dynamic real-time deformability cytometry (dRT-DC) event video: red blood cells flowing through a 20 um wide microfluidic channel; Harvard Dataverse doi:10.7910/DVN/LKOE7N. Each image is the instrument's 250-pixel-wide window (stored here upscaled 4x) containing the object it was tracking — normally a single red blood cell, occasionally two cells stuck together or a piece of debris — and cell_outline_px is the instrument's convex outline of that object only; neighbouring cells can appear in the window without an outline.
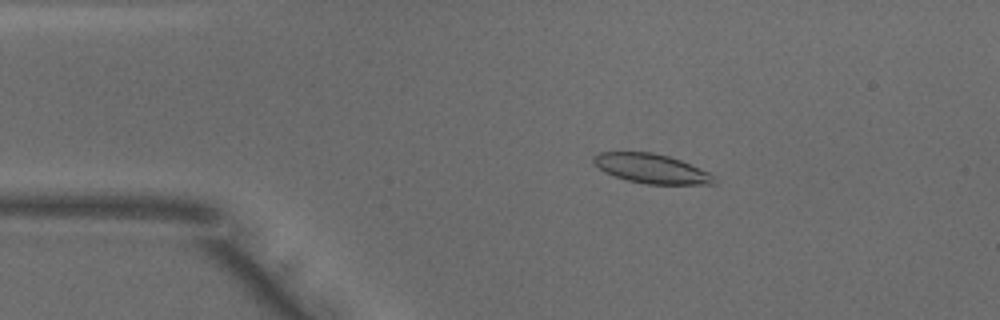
{"species": "common noctule bat (a hibernating species)", "species_latin": "Nyctalus noctula", "temperature_condition": "warm", "stored_images_in_passage": 50, "camera_frame_rate_fps": 3000, "um_per_image_px": 0.085, "animal": {"sex": "male", "body_mass_g": 18.8}, "frame": {"image": 1, "passage_image": 9, "time_ms": 2.667, "image_size_px": [1000, 320], "cell_outline_px": [[716, 184], [648, 184], [628, 180], [604, 172], [592, 160], [592, 156], [600, 152], [652, 152], [668, 156], [680, 160], [708, 172], [716, 176]], "centroid_in_image_um": [55.39, 14.33], "position_along_channel_um": 29.6, "area_um2": 20.46}}
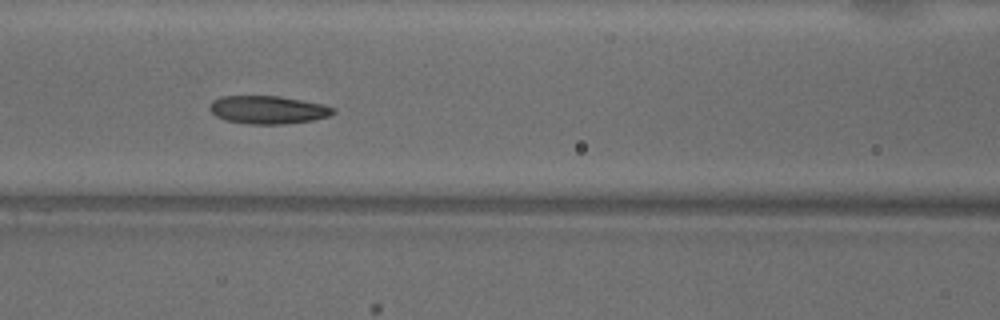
{"frame": {"image": 2, "passage_image": 21, "time_ms": 6.667, "image_size_px": [1000, 320], "cell_outline_px": [[336, 112], [328, 116], [312, 120], [284, 124], [248, 124], [228, 120], [216, 116], [208, 108], [212, 100], [220, 96], [280, 96], [324, 104], [336, 108]], "centroid_in_image_um": [22.79, 9.32], "position_along_channel_um": 143.8, "area_um2": 20.23}}
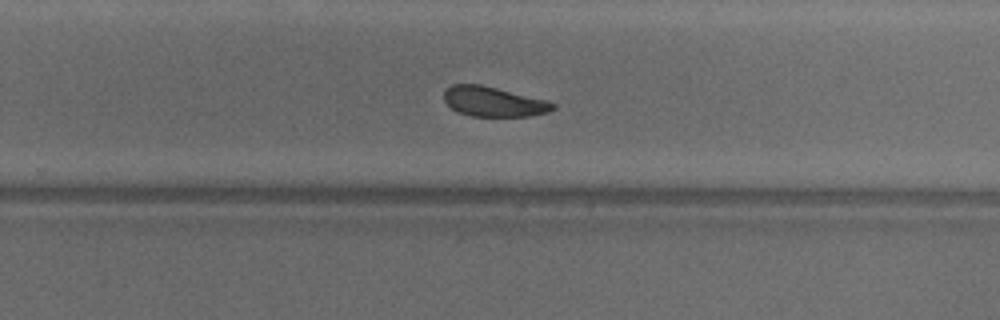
{"frame": {"image": 3, "passage_image": 32, "time_ms": 10.333, "image_size_px": [1000, 320], "cell_outline_px": [[556, 108], [548, 112], [528, 116], [472, 116], [460, 112], [452, 108], [444, 100], [444, 92], [452, 84], [480, 84], [548, 100], [556, 104]], "centroid_in_image_um": [41.99, 8.63], "position_along_channel_um": 287.8, "area_um2": 18.84}, "authors_computed_cell_mechanics": {"area_um2": 20.4901, "velocity_mm_per_s": 3.9388, "shape_relaxation_time_tau1_ms": 5.6999, "shape_relaxation_time_tau2_ms": 1.9176, "deformation_change_tau1": 0.1525, "deformation_change_tau2": 0.0697}}